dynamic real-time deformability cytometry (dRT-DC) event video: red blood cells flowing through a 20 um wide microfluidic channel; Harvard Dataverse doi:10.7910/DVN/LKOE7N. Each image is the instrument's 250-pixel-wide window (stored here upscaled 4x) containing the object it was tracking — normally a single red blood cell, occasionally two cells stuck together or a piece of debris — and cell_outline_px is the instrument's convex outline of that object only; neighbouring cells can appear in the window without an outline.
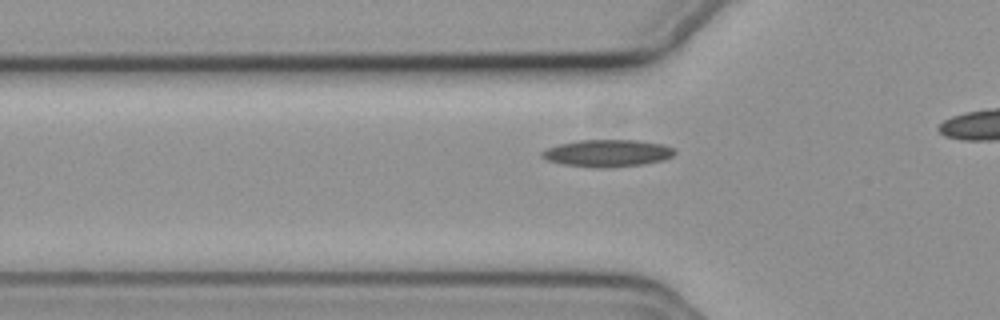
{"species": "common noctule bat (a hibernating species)", "species_latin": "Nyctalus noctula", "temperature_condition": "cold", "stored_images_in_passage": 25, "camera_frame_rate_fps": 3000, "um_per_image_px": 0.085, "animal": {"sex": "female", "body_mass_g": 19.3, "forearm_length_mm": 54.1}, "frame": {"image": 1, "passage_image": 9, "time_ms": 2.667, "image_size_px": [1000, 320], "cell_outline_px": [[676, 152], [672, 156], [664, 160], [640, 164], [596, 168], [564, 164], [548, 160], [540, 156], [540, 152], [544, 148], [560, 144], [580, 140], [636, 140], [664, 144], [676, 148]], "centroid_in_image_um": [51.63, 13.0], "position_along_channel_um": 74.2, "area_um2": 20.92}}
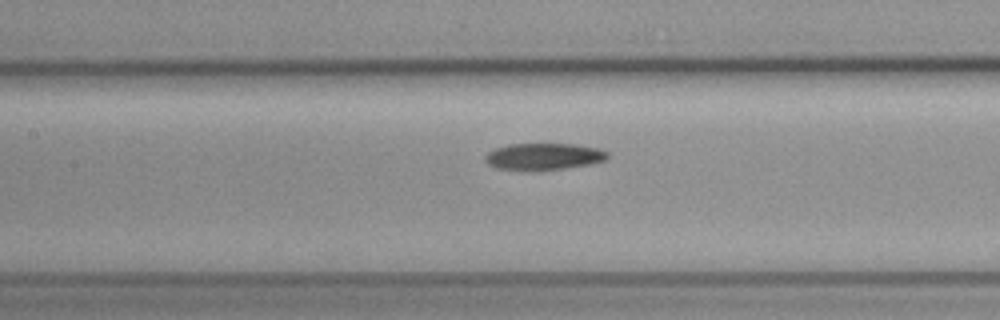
{"frame": {"image": 2, "passage_image": 16, "time_ms": 5.0, "image_size_px": [1000, 320], "cell_outline_px": [[608, 156], [604, 160], [592, 164], [564, 168], [496, 168], [488, 164], [484, 160], [484, 156], [488, 152], [496, 148], [508, 144], [576, 144], [600, 148], [608, 152]], "centroid_in_image_um": [46.25, 13.26], "position_along_channel_um": 161.1, "area_um2": 18.5}}
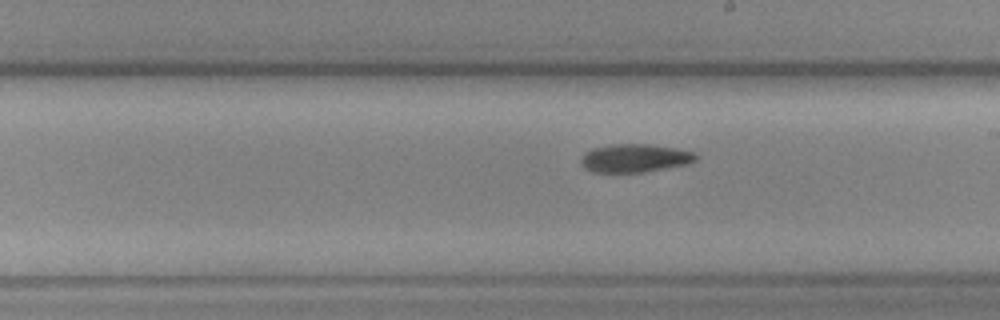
{"frame": {"image": 3, "passage_image": 22, "time_ms": 7.0, "image_size_px": [1000, 320], "cell_outline_px": [[696, 160], [684, 164], [644, 172], [592, 172], [584, 168], [580, 164], [580, 160], [584, 152], [592, 148], [608, 144], [648, 144], [676, 148], [696, 152]], "centroid_in_image_um": [53.89, 13.43], "position_along_channel_um": 235.1, "area_um2": 18.96}}